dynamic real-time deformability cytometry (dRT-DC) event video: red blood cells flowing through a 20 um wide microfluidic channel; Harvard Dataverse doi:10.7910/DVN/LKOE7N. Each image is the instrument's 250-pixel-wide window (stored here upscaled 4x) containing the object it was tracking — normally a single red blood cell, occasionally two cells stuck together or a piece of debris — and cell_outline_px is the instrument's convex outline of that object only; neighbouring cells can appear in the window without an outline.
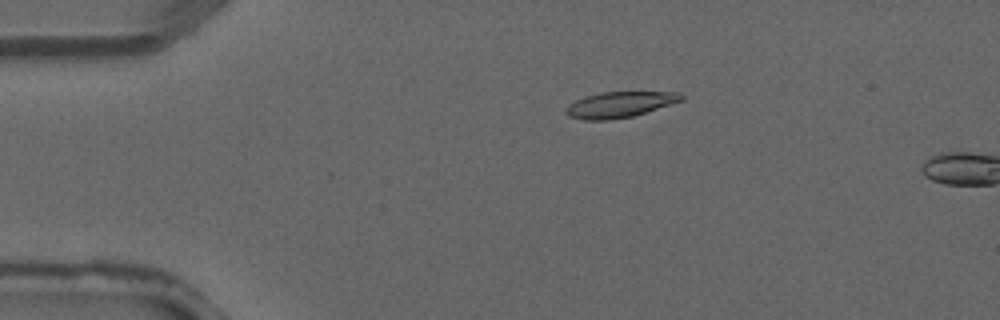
{"species": "common noctule bat (a hibernating species)", "species_latin": "Nyctalus noctula", "temperature_condition": "warm", "stored_images_in_passage": 3, "camera_frame_rate_fps": 3000, "um_per_image_px": 0.085, "animal": {"sex": "male", "forearm_length_mm": 52.5}, "frame": {"image": 1, "passage_image": 2, "time_ms": 0.333, "image_size_px": [1000, 320], "cell_outline_px": [[684, 100], [632, 116], [608, 120], [584, 120], [568, 116], [564, 112], [564, 108], [568, 104], [584, 96], [600, 92], [680, 92], [684, 96]], "centroid_in_image_um": [52.63, 8.88], "position_along_channel_um": 32.4, "area_um2": 17.4}}